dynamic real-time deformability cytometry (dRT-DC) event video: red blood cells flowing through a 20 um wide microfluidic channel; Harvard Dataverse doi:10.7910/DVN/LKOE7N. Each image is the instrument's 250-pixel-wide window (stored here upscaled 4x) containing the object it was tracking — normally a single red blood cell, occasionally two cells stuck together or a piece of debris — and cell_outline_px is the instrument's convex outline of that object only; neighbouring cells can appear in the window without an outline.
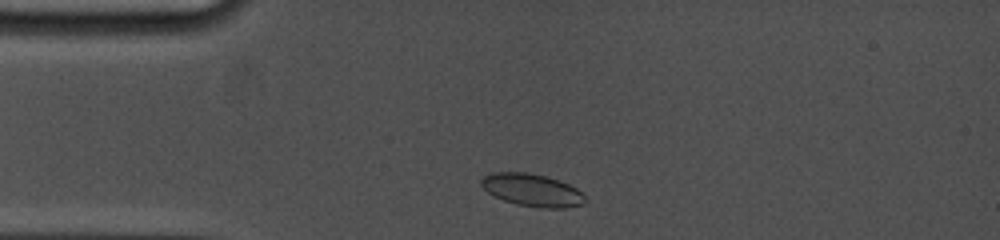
{"species": "common noctule bat (a hibernating species)", "species_latin": "Nyctalus noctula", "temperature_condition": "cold", "stored_images_in_passage": 27, "camera_frame_rate_fps": 5000, "um_per_image_px": 0.085, "animal": {"sex": "female", "body_mass_g": 19.0, "forearm_length_mm": 53.3}, "frame": {"image": 1, "passage_image": 2, "time_ms": 0.6, "image_size_px": [1000, 240], "cell_outline_px": [[588, 200], [584, 204], [564, 208], [540, 208], [516, 204], [504, 200], [488, 192], [480, 184], [480, 180], [484, 176], [492, 172], [528, 172], [560, 180], [576, 188]], "centroid_in_image_um": [45.24, 16.16], "position_along_channel_um": 39.8, "area_um2": 19.71}}
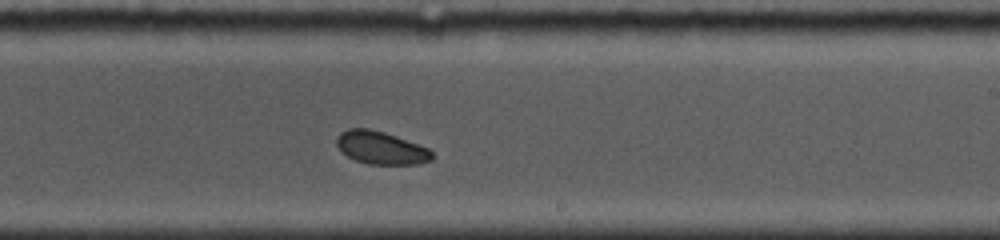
{"frame": {"image": 2, "passage_image": 16, "time_ms": 7.0, "image_size_px": [1000, 240], "cell_outline_px": [[436, 156], [432, 160], [420, 164], [368, 164], [356, 160], [348, 156], [336, 144], [336, 136], [340, 132], [348, 128], [368, 128], [384, 132], [396, 136], [428, 148]], "centroid_in_image_um": [32.4, 12.56], "position_along_channel_um": 256.6, "area_um2": 18.26}}
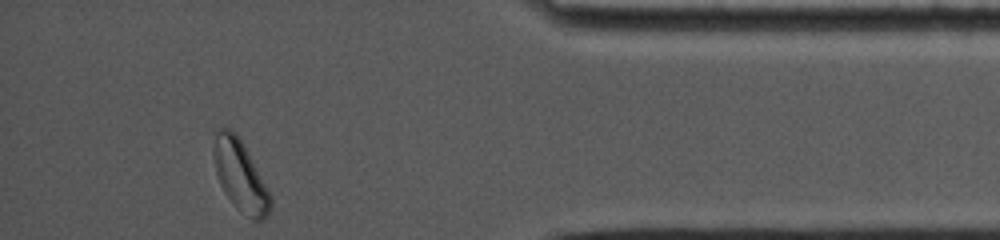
{"frame": {"image": 3, "passage_image": 27, "time_ms": 11.8, "image_size_px": [1000, 240], "cell_outline_px": [[272, 204], [268, 216], [264, 220], [252, 220], [240, 212], [232, 204], [224, 192], [220, 184], [216, 172], [212, 148], [216, 132], [220, 128], [228, 128], [236, 132], [272, 196]], "centroid_in_image_um": [20.42, 14.98], "position_along_channel_um": 414.8, "area_um2": 23.47}, "authors_computed_cell_mechanics": {"area_um2": 19.2474, "velocity_mm_per_s": 3.7657, "shape_relaxation_time_tau1_ms": 3.0544, "shape_relaxation_time_tau2_ms": null, "deformation_change_tau1": 0.0415, "deformation_change_tau2": null}}